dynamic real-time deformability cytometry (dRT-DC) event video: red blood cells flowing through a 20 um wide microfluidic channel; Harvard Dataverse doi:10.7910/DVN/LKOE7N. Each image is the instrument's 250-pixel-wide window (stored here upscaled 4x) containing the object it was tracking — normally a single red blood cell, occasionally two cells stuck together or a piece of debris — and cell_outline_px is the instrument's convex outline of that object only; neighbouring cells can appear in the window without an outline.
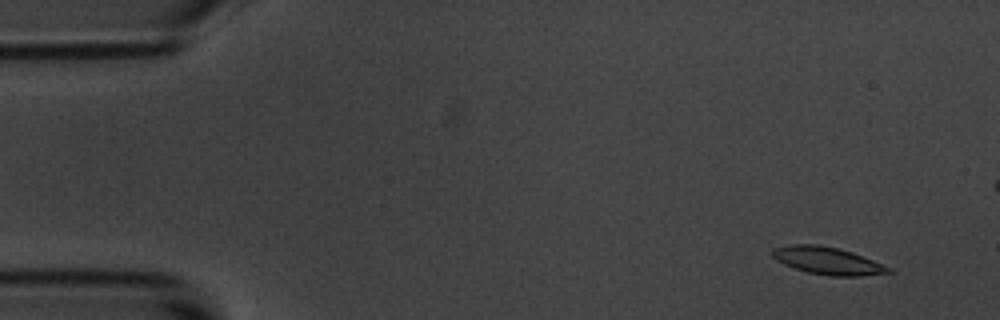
{"species": "common noctule bat (a hibernating species)", "species_latin": "Nyctalus noctula", "temperature_condition": "room temperature", "stored_images_in_passage": 4, "camera_frame_rate_fps": 3000, "um_per_image_px": 0.085, "animal": {"sex": "male", "body_mass_g": 20.1, "forearm_length_mm": 53.5}, "frame": {"image": 1, "passage_image": 1, "time_ms": 0.0, "image_size_px": [1000, 320], "cell_outline_px": [[896, 272], [860, 276], [828, 276], [808, 272], [784, 264], [776, 260], [772, 256], [772, 248], [788, 244], [816, 244], [836, 248], [852, 252], [892, 268]], "centroid_in_image_um": [70.34, 22.16], "position_along_channel_um": 14.7, "area_um2": 18.55}}